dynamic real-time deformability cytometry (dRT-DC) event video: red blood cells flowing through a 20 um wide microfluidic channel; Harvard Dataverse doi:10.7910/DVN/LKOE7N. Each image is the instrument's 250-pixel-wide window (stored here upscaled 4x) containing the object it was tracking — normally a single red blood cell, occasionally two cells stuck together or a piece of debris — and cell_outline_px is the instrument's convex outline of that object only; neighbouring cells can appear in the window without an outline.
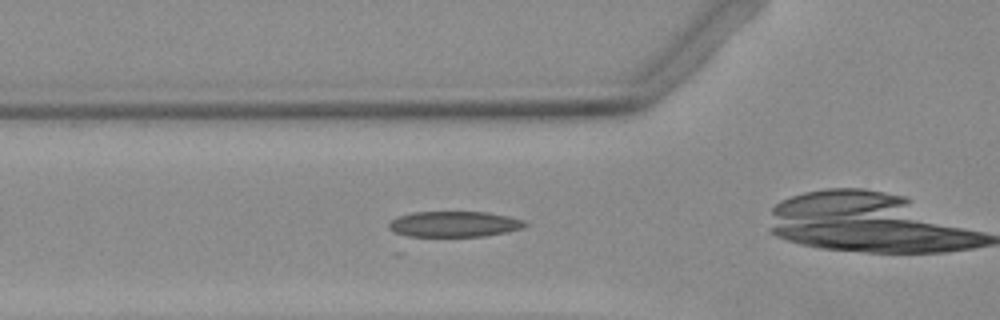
{"species": "Egyptian fruit bat (a non-hibernating species)", "species_latin": "Rousettus aegyptiacus", "temperature_condition": "warm", "stored_images_in_passage": 27, "camera_frame_rate_fps": 3000, "um_per_image_px": 0.085, "animal": {"sex": "female"}, "frame": {"image": 1, "passage_image": 3, "time_ms": 0.667, "image_size_px": [1000, 320], "cell_outline_px": [[528, 224], [524, 228], [508, 232], [484, 236], [408, 236], [396, 232], [388, 228], [388, 224], [392, 220], [400, 216], [412, 212], [488, 212], [508, 216], [524, 220]], "centroid_in_image_um": [38.66, 19.05], "position_along_channel_um": 87.1, "area_um2": 20.35}}
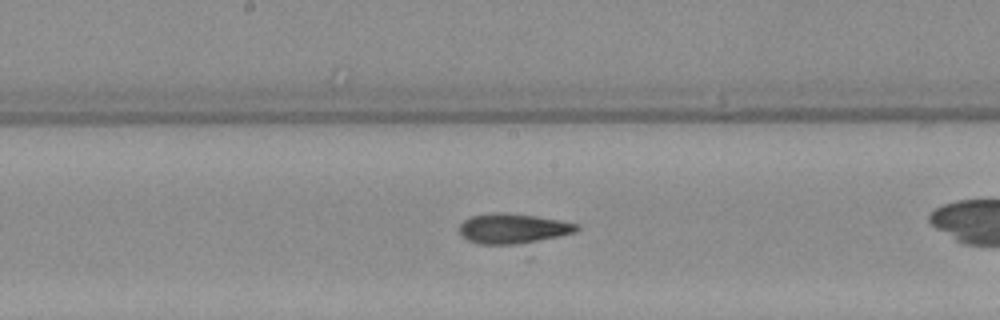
{"frame": {"image": 2, "passage_image": 12, "time_ms": 3.667, "image_size_px": [1000, 320], "cell_outline_px": [[580, 228], [576, 232], [528, 244], [480, 244], [468, 240], [460, 236], [460, 224], [464, 220], [472, 216], [492, 212], [504, 212], [536, 216], [576, 224]], "centroid_in_image_um": [43.59, 19.44], "position_along_channel_um": 204.6, "area_um2": 20.63}}
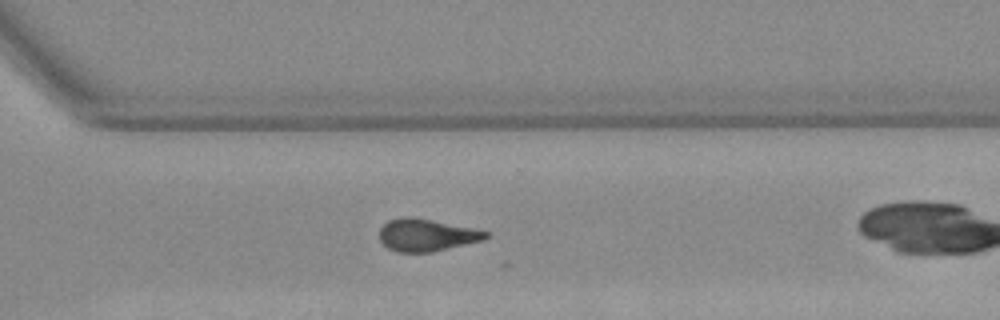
{"frame": {"image": 3, "passage_image": 22, "time_ms": 7.0, "image_size_px": [1000, 320], "cell_outline_px": [[488, 236], [480, 240], [432, 252], [396, 252], [388, 248], [380, 240], [380, 228], [388, 220], [400, 216], [408, 216], [432, 220], [472, 228], [488, 232]], "centroid_in_image_um": [36.18, 19.97], "position_along_channel_um": 334.4, "area_um2": 19.71}}